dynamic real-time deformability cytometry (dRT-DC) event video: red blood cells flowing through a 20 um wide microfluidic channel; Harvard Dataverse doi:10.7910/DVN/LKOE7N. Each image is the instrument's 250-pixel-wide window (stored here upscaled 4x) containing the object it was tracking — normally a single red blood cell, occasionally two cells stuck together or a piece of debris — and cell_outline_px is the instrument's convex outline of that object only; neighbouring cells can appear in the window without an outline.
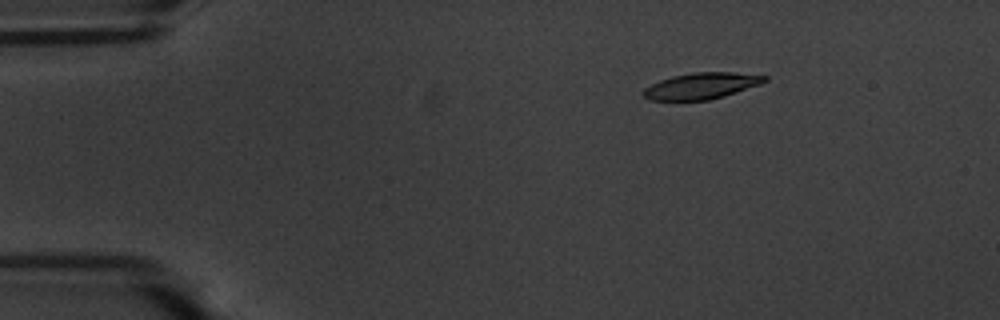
{"species": "common noctule bat (a hibernating species)", "species_latin": "Nyctalus noctula", "temperature_condition": "warm", "stored_images_in_passage": 49, "camera_frame_rate_fps": 3000, "um_per_image_px": 0.085, "animal": {"sex": "male", "body_mass_g": 20.1, "forearm_length_mm": 53.5}, "frame": {"image": 1, "passage_image": 1, "time_ms": 0.0, "image_size_px": [1000, 320], "cell_outline_px": [[768, 80], [760, 84], [724, 96], [708, 100], [648, 100], [640, 92], [644, 88], [660, 80], [672, 76], [692, 72], [732, 72], [768, 76]], "centroid_in_image_um": [59.59, 7.29], "position_along_channel_um": 25.4, "area_um2": 18.55}}
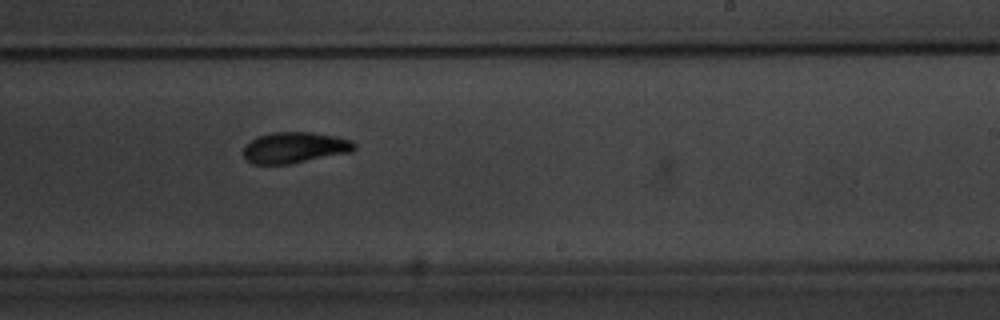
{"frame": {"image": 2, "passage_image": 27, "time_ms": 8.667, "image_size_px": [1000, 320], "cell_outline_px": [[356, 148], [352, 152], [292, 164], [252, 164], [244, 156], [244, 148], [256, 136], [272, 132], [312, 132], [336, 136], [352, 140], [356, 144]], "centroid_in_image_um": [25.1, 12.55], "position_along_channel_um": 263.9, "area_um2": 20.23}}
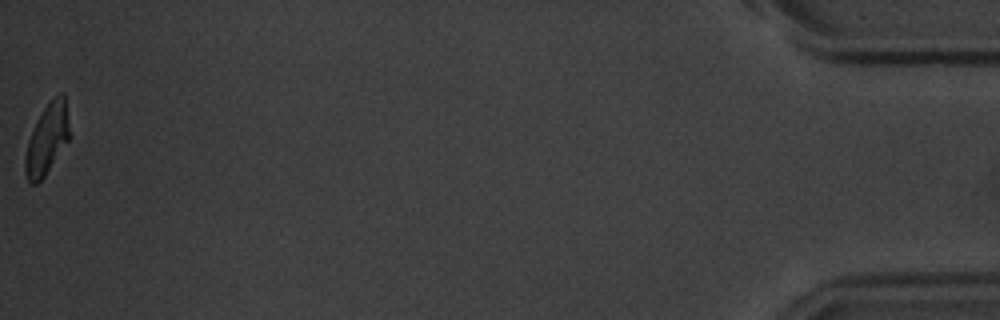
{"frame": {"image": 3, "passage_image": 49, "time_ms": 16.0, "image_size_px": [1000, 320], "cell_outline_px": [[68, 140], [44, 176], [36, 184], [32, 184], [28, 180], [24, 172], [24, 156], [28, 140], [44, 108], [60, 92], [64, 92], [68, 128]], "centroid_in_image_um": [3.96, 11.87], "position_along_channel_um": 431.2, "area_um2": 17.46}, "authors_computed_cell_mechanics": {"area_um2": 19.7676, "velocity_mm_per_s": 3.5651, "shape_relaxation_time_tau1_ms": 3.0981, "shape_relaxation_time_tau2_ms": 4.5797, "deformation_change_tau1": 0.1441, "deformation_change_tau2": 0.1053}}